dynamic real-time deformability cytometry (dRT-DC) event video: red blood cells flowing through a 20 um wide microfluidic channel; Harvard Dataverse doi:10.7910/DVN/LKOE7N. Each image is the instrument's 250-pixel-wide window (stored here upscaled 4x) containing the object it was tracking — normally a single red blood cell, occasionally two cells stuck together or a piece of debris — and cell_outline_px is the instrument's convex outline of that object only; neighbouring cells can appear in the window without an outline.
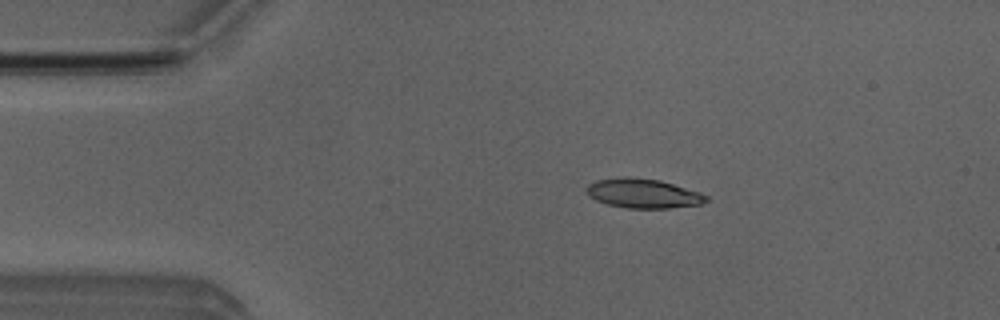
{"species": "Egyptian fruit bat (a non-hibernating species)", "species_latin": "Rousettus aegyptiacus", "temperature_condition": "room temperature", "stored_images_in_passage": 51, "camera_frame_rate_fps": 3000, "um_per_image_px": 0.085, "animal": {"sex": "male"}, "frame": {"image": 1, "passage_image": 9, "time_ms": 2.667, "image_size_px": [1000, 320], "cell_outline_px": [[708, 200], [700, 204], [668, 208], [628, 208], [608, 204], [596, 200], [588, 196], [584, 188], [588, 184], [596, 180], [624, 176], [628, 176], [660, 180], [700, 192], [708, 196]], "centroid_in_image_um": [54.63, 16.43], "position_along_channel_um": 30.4, "area_um2": 20.58}}
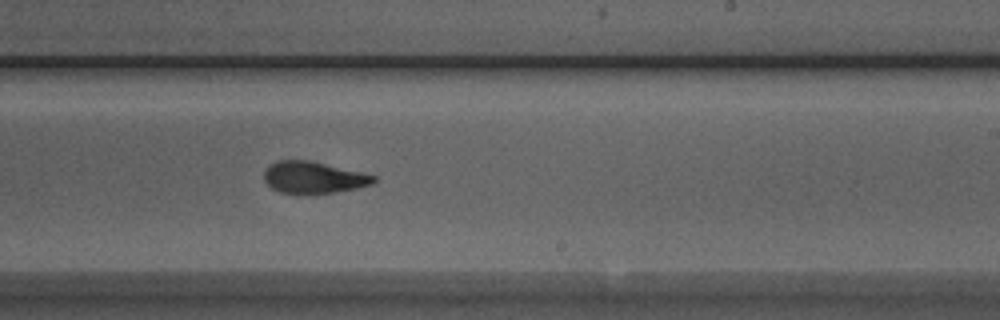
{"frame": {"image": 2, "passage_image": 30, "time_ms": 9.667, "image_size_px": [1000, 320], "cell_outline_px": [[376, 180], [372, 184], [356, 188], [336, 192], [280, 192], [272, 188], [264, 180], [264, 172], [268, 164], [276, 160], [308, 160], [360, 172], [376, 176]], "centroid_in_image_um": [26.61, 15.06], "position_along_channel_um": 262.4, "area_um2": 19.83}}
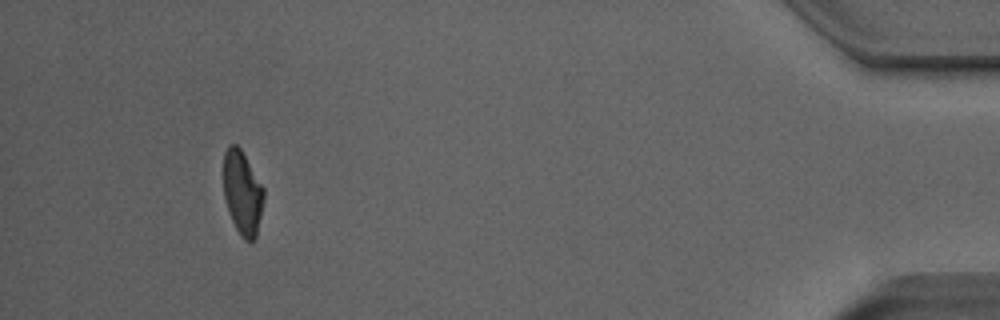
{"frame": {"image": 3, "passage_image": 47, "time_ms": 15.333, "image_size_px": [1000, 320], "cell_outline_px": [[264, 200], [256, 236], [248, 244], [240, 236], [228, 212], [224, 196], [224, 152], [228, 144], [236, 144], [240, 148], [264, 188]], "centroid_in_image_um": [20.6, 16.4], "position_along_channel_um": 414.6, "area_um2": 19.71}, "authors_computed_cell_mechanics": {"area_um2": 20.5768, "velocity_mm_per_s": 3.9786, "shape_relaxation_time_tau1_ms": 3.4438, "shape_relaxation_time_tau2_ms": 1.8277, "deformation_change_tau1": 0.1771, "deformation_change_tau2": 0.1002}}